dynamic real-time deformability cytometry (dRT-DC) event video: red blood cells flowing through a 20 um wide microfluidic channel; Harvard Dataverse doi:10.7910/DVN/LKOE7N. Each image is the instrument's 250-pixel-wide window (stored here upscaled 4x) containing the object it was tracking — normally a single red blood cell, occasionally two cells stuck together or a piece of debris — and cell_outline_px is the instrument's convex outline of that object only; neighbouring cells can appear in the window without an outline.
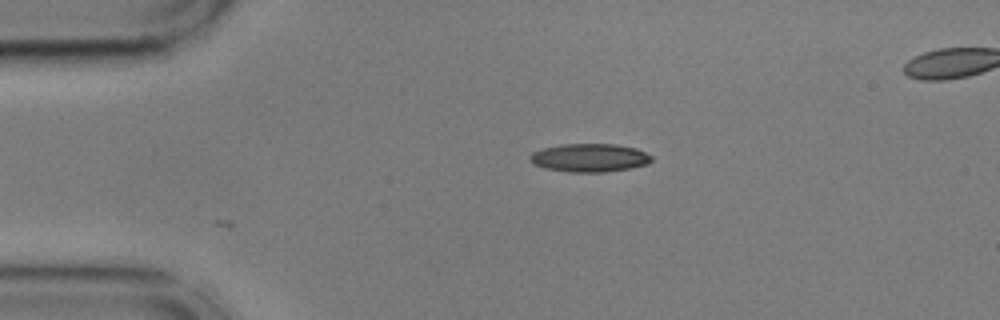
{"species": "common noctule bat (a hibernating species)", "species_latin": "Nyctalus noctula", "temperature_condition": "cold", "stored_images_in_passage": 2, "camera_frame_rate_fps": 3000, "um_per_image_px": 0.085, "animal": {"sex": "male", "body_mass_g": 17.9, "forearm_length_mm": 54.2}, "frame": {"image": 1, "passage_image": 2, "time_ms": 0.333, "image_size_px": [1000, 320], "cell_outline_px": [[652, 160], [648, 164], [628, 168], [604, 172], [568, 172], [544, 168], [532, 164], [528, 160], [528, 156], [532, 152], [544, 148], [560, 144], [616, 144], [636, 148], [652, 156]], "centroid_in_image_um": [50.06, 13.41], "position_along_channel_um": 34.9, "area_um2": 20.17}}